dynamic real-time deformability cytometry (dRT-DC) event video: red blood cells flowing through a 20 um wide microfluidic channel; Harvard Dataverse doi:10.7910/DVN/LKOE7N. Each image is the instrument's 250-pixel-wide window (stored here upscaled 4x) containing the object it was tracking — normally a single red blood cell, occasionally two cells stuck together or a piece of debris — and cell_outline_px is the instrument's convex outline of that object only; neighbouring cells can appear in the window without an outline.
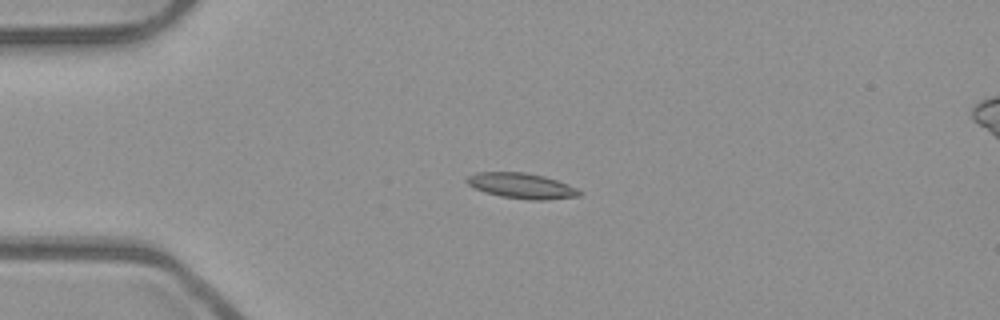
{"species": "common noctule bat (a hibernating species)", "species_latin": "Nyctalus noctula", "temperature_condition": "room temperature", "stored_images_in_passage": 41, "camera_frame_rate_fps": 3000, "um_per_image_px": 0.085, "animal": {"sex": "male", "body_mass_g": 23.1, "forearm_length_mm": 52.7}, "frame": {"image": 1, "passage_image": 1, "time_ms": 0.0, "image_size_px": [1000, 320], "cell_outline_px": [[580, 196], [544, 200], [528, 200], [500, 196], [484, 192], [468, 184], [464, 180], [468, 176], [476, 172], [524, 172], [544, 176], [556, 180], [576, 188], [580, 192]], "centroid_in_image_um": [44.3, 15.79], "position_along_channel_um": 40.7, "area_um2": 16.59}}
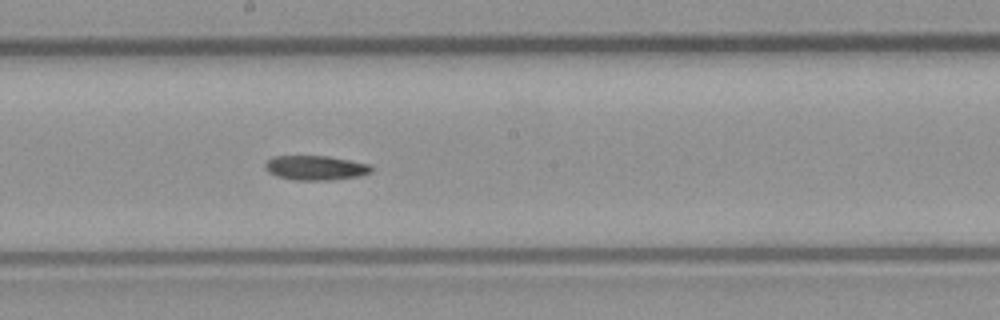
{"frame": {"image": 2, "passage_image": 17, "time_ms": 5.333, "image_size_px": [1000, 320], "cell_outline_px": [[372, 172], [360, 176], [332, 180], [296, 180], [276, 176], [268, 172], [264, 168], [264, 164], [272, 156], [328, 156], [372, 164]], "centroid_in_image_um": [26.83, 14.26], "position_along_channel_um": 221.4, "area_um2": 15.37}}
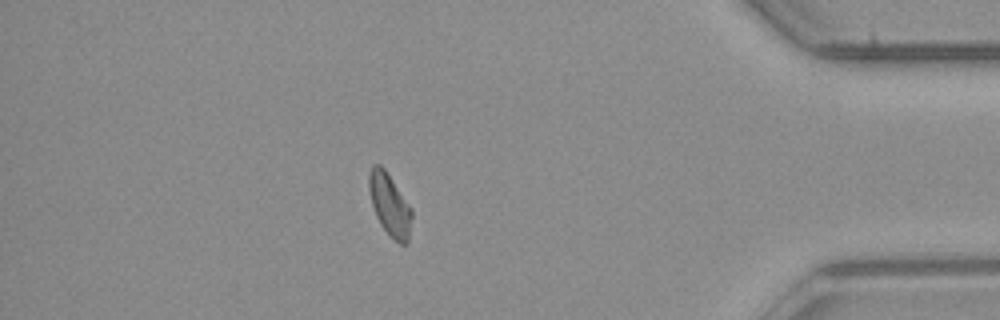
{"frame": {"image": 3, "passage_image": 34, "time_ms": 11.0, "image_size_px": [1000, 320], "cell_outline_px": [[412, 216], [408, 244], [400, 244], [392, 240], [380, 224], [376, 216], [372, 204], [368, 188], [368, 176], [372, 164], [380, 164], [384, 168], [412, 208]], "centroid_in_image_um": [33.12, 17.43], "position_along_channel_um": 402.1, "area_um2": 15.72}}